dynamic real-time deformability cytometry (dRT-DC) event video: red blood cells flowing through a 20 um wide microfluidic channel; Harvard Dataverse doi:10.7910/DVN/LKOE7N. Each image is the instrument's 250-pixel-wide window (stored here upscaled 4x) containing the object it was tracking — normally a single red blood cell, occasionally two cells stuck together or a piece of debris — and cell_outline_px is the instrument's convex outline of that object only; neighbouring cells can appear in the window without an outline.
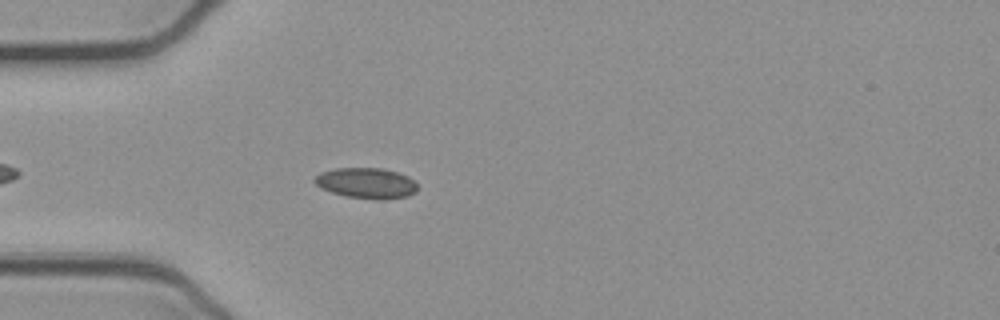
{"species": "common noctule bat (a hibernating species)", "species_latin": "Nyctalus noctula", "temperature_condition": "cold", "stored_images_in_passage": 44, "camera_frame_rate_fps": 3000, "um_per_image_px": 0.085, "animal": {"sex": "female", "body_mass_g": 21.9}, "frame": {"image": 1, "passage_image": 7, "time_ms": 2.0, "image_size_px": [1000, 320], "cell_outline_px": [[416, 192], [408, 196], [384, 200], [376, 200], [344, 196], [320, 188], [312, 180], [320, 172], [336, 168], [384, 168], [408, 176], [416, 184]], "centroid_in_image_um": [31.12, 15.57], "position_along_channel_um": 53.9, "area_um2": 18.5}}
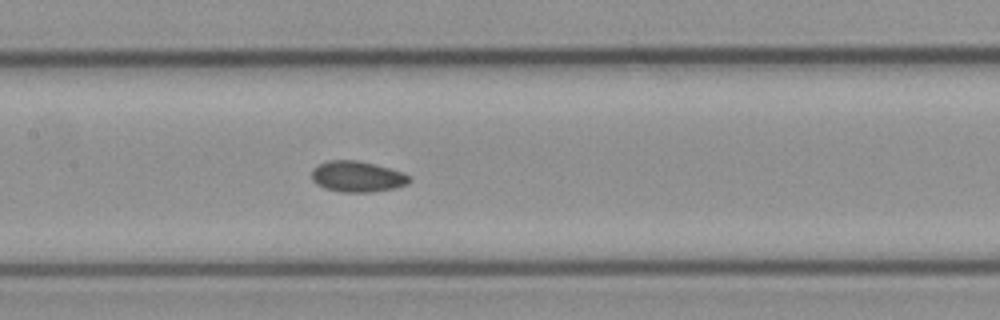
{"frame": {"image": 2, "passage_image": 17, "time_ms": 5.333, "image_size_px": [1000, 320], "cell_outline_px": [[412, 180], [408, 184], [396, 188], [372, 192], [340, 192], [324, 188], [316, 184], [312, 180], [312, 168], [316, 164], [328, 160], [356, 160], [404, 172], [412, 176]], "centroid_in_image_um": [30.37, 15.01], "position_along_channel_um": 177.0, "area_um2": 17.86}}
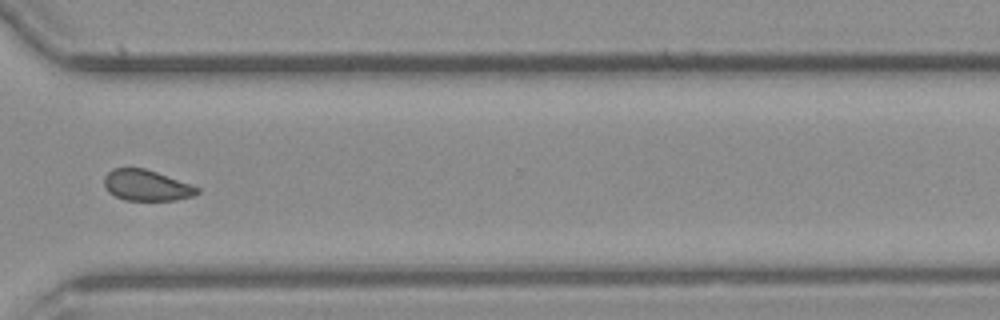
{"frame": {"image": 3, "passage_image": 31, "time_ms": 10.0, "image_size_px": [1000, 320], "cell_outline_px": [[200, 192], [192, 196], [176, 200], [124, 200], [108, 192], [104, 188], [104, 176], [112, 168], [144, 168], [156, 172], [200, 188]], "centroid_in_image_um": [12.41, 15.76], "position_along_channel_um": 358.2, "area_um2": 16.65}, "authors_computed_cell_mechanics": {"area_um2": 17.2822, "velocity_mm_per_s": 3.8858, "shape_relaxation_time_tau1_ms": null, "shape_relaxation_time_tau2_ms": 1.6358, "deformation_change_tau1": null, "deformation_change_tau2": 0.0423}}